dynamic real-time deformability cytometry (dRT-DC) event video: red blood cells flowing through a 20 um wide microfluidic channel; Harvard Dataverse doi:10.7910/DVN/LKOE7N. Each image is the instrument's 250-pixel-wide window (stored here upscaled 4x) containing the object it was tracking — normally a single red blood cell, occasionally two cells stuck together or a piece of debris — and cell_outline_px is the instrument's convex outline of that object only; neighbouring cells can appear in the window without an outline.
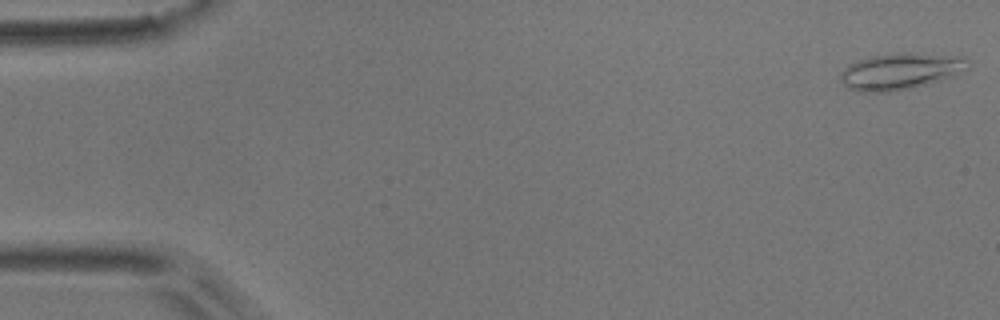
{"species": "common noctule bat (a hibernating species)", "species_latin": "Nyctalus noctula", "temperature_condition": "room temperature", "stored_images_in_passage": 4, "camera_frame_rate_fps": 3000, "um_per_image_px": 0.085, "animal": {"sex": "male", "body_mass_g": 17.9}, "frame": {"image": 1, "passage_image": 1, "time_ms": 0.0, "image_size_px": [1000, 320], "cell_outline_px": [[972, 64], [968, 68], [956, 76], [908, 88], [888, 92], [864, 92], [848, 88], [840, 80], [840, 72], [848, 64], [856, 60], [868, 56], [900, 52], [908, 52], [964, 56]], "centroid_in_image_um": [76.56, 6.03], "position_along_channel_um": 8.4, "area_um2": 27.46}}
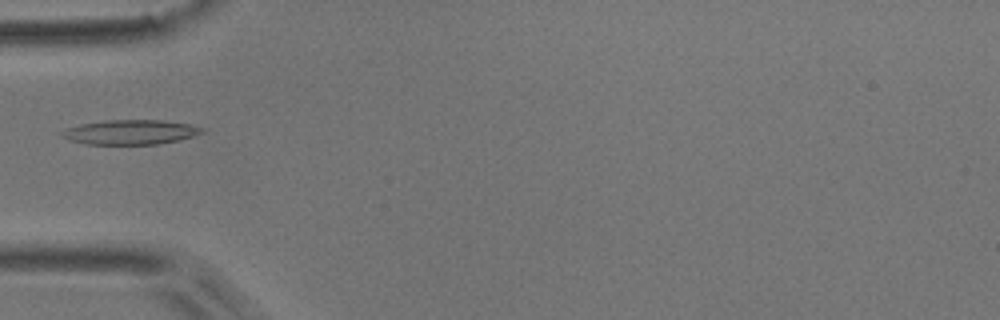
{"frame": {"image": 2, "passage_image": 4, "time_ms": 1.0, "image_size_px": [1000, 320], "cell_outline_px": [[204, 132], [180, 140], [156, 144], [84, 144], [68, 140], [60, 136], [60, 132], [64, 128], [80, 124], [104, 120], [164, 120], [188, 124], [204, 128]], "centroid_in_image_um": [11.03, 11.23], "position_along_channel_um": 74.0, "area_um2": 20.29}}